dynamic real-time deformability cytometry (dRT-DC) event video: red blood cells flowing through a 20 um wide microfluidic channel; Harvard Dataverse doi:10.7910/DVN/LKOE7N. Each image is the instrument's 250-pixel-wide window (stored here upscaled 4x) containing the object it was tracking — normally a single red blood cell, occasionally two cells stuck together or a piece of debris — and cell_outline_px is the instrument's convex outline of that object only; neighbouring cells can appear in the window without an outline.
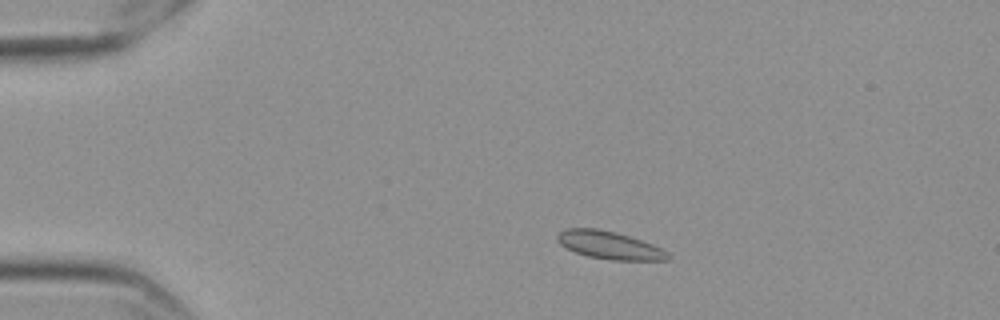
{"species": "Egyptian fruit bat (a non-hibernating species)", "species_latin": "Rousettus aegyptiacus", "temperature_condition": "cold", "stored_images_in_passage": 54, "camera_frame_rate_fps": 3000, "um_per_image_px": 0.085, "frame": {"image": 1, "passage_image": 8, "time_ms": 2.333, "image_size_px": [1000, 320], "cell_outline_px": [[672, 256], [668, 260], [612, 260], [588, 256], [576, 252], [560, 244], [556, 240], [556, 236], [560, 232], [568, 228], [596, 228], [616, 232], [652, 244], [668, 252]], "centroid_in_image_um": [51.81, 20.84], "position_along_channel_um": 33.2, "area_um2": 17.74}}
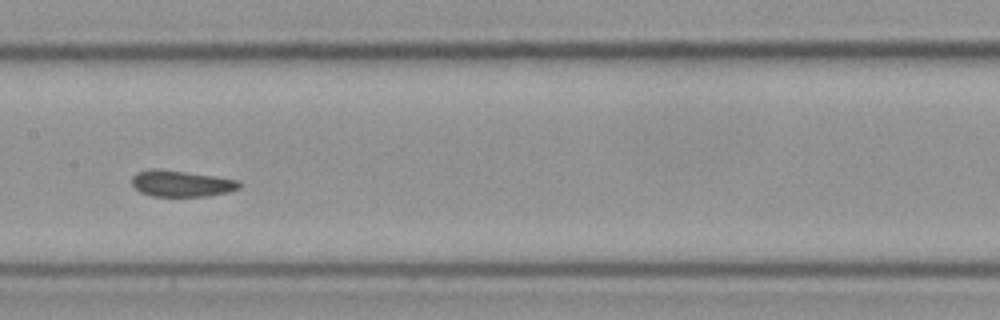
{"frame": {"image": 2, "passage_image": 26, "time_ms": 8.333, "image_size_px": [1000, 320], "cell_outline_px": [[240, 188], [228, 192], [208, 196], [152, 196], [140, 192], [132, 184], [132, 176], [136, 172], [152, 168], [160, 168], [240, 180]], "centroid_in_image_um": [15.4, 15.59], "position_along_channel_um": 192.0, "area_um2": 16.53}}
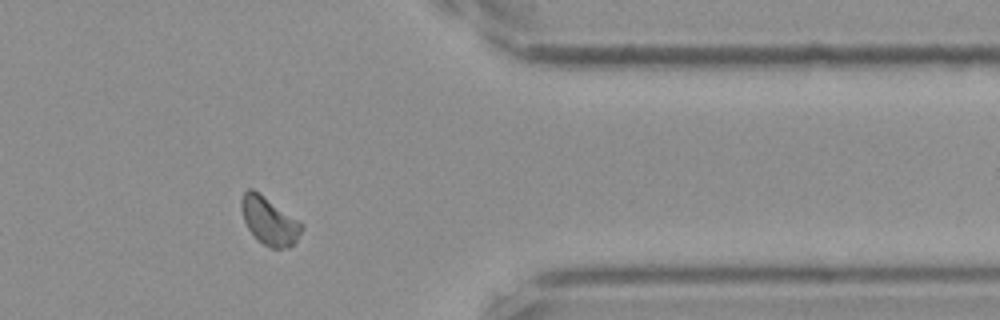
{"frame": {"image": 3, "passage_image": 44, "time_ms": 14.333, "image_size_px": [1000, 320], "cell_outline_px": [[304, 228], [296, 240], [288, 248], [272, 248], [264, 244], [248, 228], [244, 220], [240, 208], [240, 200], [244, 192], [248, 188], [252, 188], [300, 220], [304, 224]], "centroid_in_image_um": [22.9, 18.75], "position_along_channel_um": 388.5, "area_um2": 16.7}}